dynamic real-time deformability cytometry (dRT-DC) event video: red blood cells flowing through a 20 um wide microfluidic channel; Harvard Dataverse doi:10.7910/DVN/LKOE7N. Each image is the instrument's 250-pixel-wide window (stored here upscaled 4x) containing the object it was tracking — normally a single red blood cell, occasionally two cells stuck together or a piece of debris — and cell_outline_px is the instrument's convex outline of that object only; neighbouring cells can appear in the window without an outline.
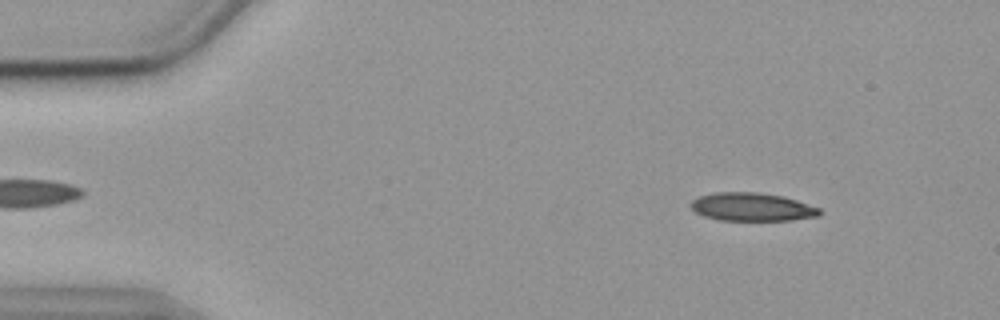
{"species": "common noctule bat (a hibernating species)", "species_latin": "Nyctalus noctula", "temperature_condition": "cold", "stored_images_in_passage": 55, "camera_frame_rate_fps": 3000, "um_per_image_px": 0.085, "animal": {"sex": "female", "body_mass_g": 19.9}, "frame": {"image": 1, "passage_image": 6, "time_ms": 1.667, "image_size_px": [1000, 320], "cell_outline_px": [[820, 216], [792, 220], [720, 220], [704, 216], [696, 212], [688, 204], [692, 200], [700, 196], [716, 192], [760, 192], [784, 196], [820, 208]], "centroid_in_image_um": [63.92, 17.58], "position_along_channel_um": 21.1, "area_um2": 21.21}}
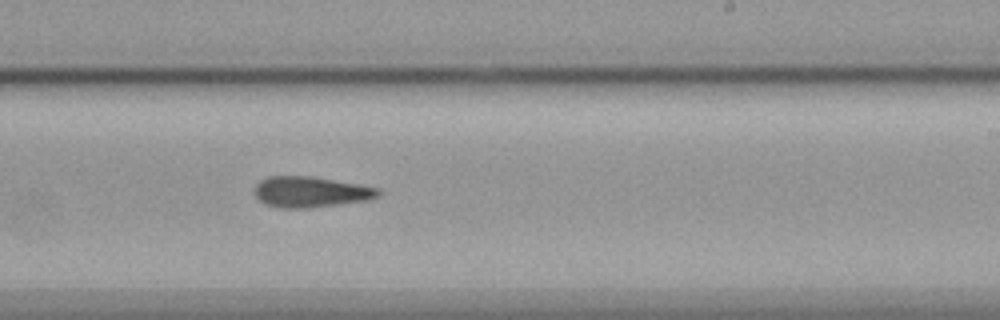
{"frame": {"image": 2, "passage_image": 33, "time_ms": 10.667, "image_size_px": [1000, 320], "cell_outline_px": [[380, 196], [368, 200], [308, 208], [276, 208], [264, 204], [252, 192], [256, 184], [260, 180], [268, 176], [312, 176], [360, 184], [380, 188]], "centroid_in_image_um": [26.38, 16.31], "position_along_channel_um": 262.6, "area_um2": 22.48}}
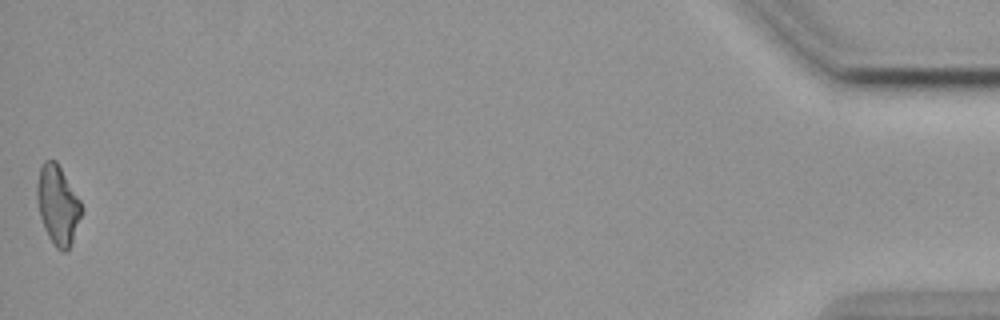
{"frame": {"image": 3, "passage_image": 55, "time_ms": 18.0, "image_size_px": [1000, 320], "cell_outline_px": [[80, 216], [72, 240], [68, 248], [64, 252], [56, 248], [48, 236], [44, 228], [40, 216], [36, 200], [36, 184], [40, 168], [44, 160], [56, 160], [80, 200]], "centroid_in_image_um": [4.86, 17.39], "position_along_channel_um": 430.3, "area_um2": 20.11}, "authors_computed_cell_mechanics": {"area_um2": 22.0796, "velocity_mm_per_s": 3.5697, "shape_relaxation_time_tau1_ms": 9.256, "shape_relaxation_time_tau2_ms": 11.2285, "deformation_change_tau1": 0.2213, "deformation_change_tau2": 0.2743}}